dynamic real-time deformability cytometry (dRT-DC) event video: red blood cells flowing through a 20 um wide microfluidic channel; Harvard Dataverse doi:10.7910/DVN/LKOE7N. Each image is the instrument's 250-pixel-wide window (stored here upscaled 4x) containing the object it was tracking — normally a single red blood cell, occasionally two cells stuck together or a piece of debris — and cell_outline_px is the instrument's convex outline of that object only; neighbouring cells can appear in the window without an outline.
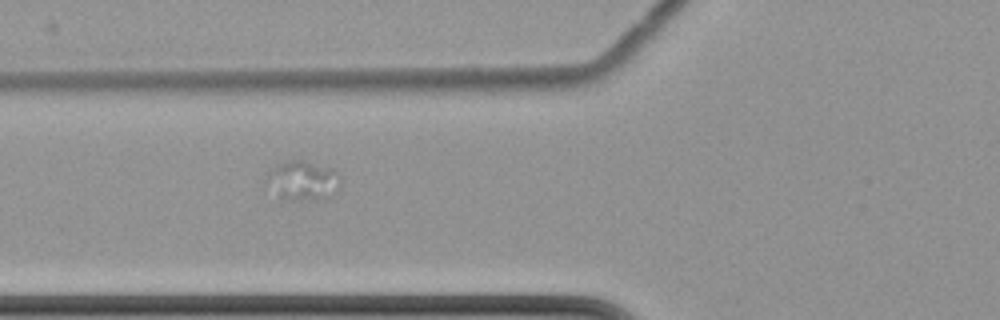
{"species": "common noctule bat (a hibernating species)", "species_latin": "Nyctalus noctula", "temperature_condition": "cold", "stored_images_in_passage": 7, "camera_frame_rate_fps": 3000, "um_per_image_px": 0.085, "animal": {"sex": "female", "body_mass_g": 22.7, "forearm_length_mm": 54.2}, "frame": {"image": 1, "passage_image": 7, "time_ms": 8.333, "image_size_px": [1000, 320], "cell_outline_px": [[340, 184], [324, 200], [280, 200], [268, 176], [268, 172], [276, 164], [288, 160], [304, 160], [332, 168], [340, 176]], "centroid_in_image_um": [25.77, 15.34], "position_along_channel_um": 100.0, "area_um2": 16.7}}